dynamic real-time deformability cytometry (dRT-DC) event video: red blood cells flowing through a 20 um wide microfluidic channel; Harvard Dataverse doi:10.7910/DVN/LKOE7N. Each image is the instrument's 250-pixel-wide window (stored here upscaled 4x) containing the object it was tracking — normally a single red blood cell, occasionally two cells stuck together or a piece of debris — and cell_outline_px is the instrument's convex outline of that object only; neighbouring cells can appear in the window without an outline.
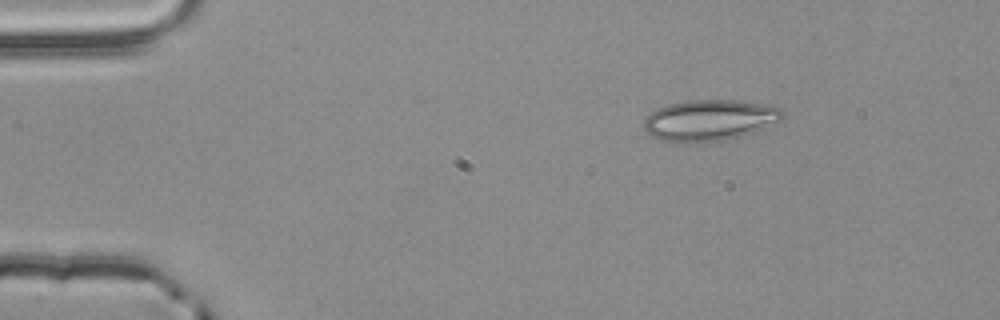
{"species": "common noctule bat (a hibernating species)", "species_latin": "Nyctalus noctula", "temperature_condition": "room temperature", "stored_images_in_passage": 2, "camera_frame_rate_fps": 3000, "um_per_image_px": 0.085, "animal": {"sex": "male", "body_mass_g": 20.4}, "frame": {"image": 1, "passage_image": 1, "time_ms": 0.0, "image_size_px": [1000, 320], "cell_outline_px": [[784, 116], [780, 120], [752, 132], [740, 136], [724, 140], [680, 144], [664, 140], [652, 136], [644, 128], [644, 120], [652, 112], [668, 104], [684, 100], [732, 100], [768, 104], [784, 108]], "centroid_in_image_um": [60.33, 10.21], "position_along_channel_um": 24.7, "area_um2": 33.18}}